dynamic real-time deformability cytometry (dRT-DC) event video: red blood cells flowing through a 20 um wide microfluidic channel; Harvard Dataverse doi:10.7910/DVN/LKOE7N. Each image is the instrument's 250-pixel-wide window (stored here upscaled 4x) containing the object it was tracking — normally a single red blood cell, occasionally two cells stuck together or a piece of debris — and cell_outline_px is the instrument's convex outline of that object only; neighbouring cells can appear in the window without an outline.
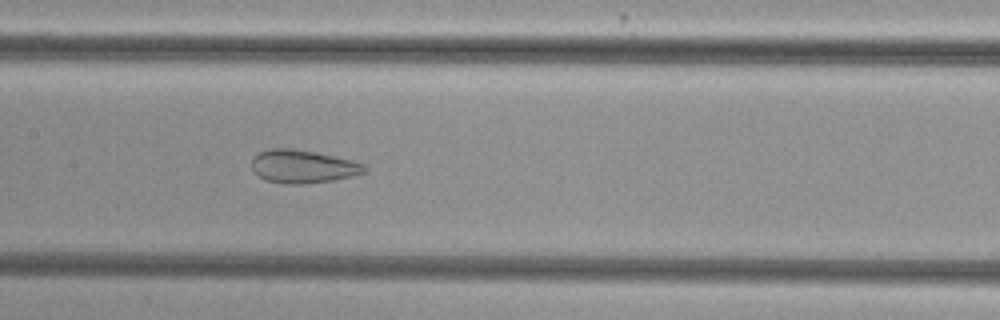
{"species": "common noctule bat (a hibernating species)", "species_latin": "Nyctalus noctula", "temperature_condition": "cold", "stored_images_in_passage": 49, "camera_frame_rate_fps": 3000, "um_per_image_px": 0.085, "animal": {"sex": "female", "body_mass_g": 29.2, "forearm_length_mm": 56.3}, "frame": {"image": 1, "passage_image": 27, "time_ms": 8.667, "image_size_px": [1000, 320], "cell_outline_px": [[368, 172], [352, 176], [332, 180], [300, 184], [284, 184], [264, 180], [252, 168], [252, 160], [260, 152], [268, 148], [292, 148], [316, 152], [352, 160], [364, 164], [368, 168]], "centroid_in_image_um": [25.78, 14.15], "position_along_channel_um": 181.6, "area_um2": 21.79}}
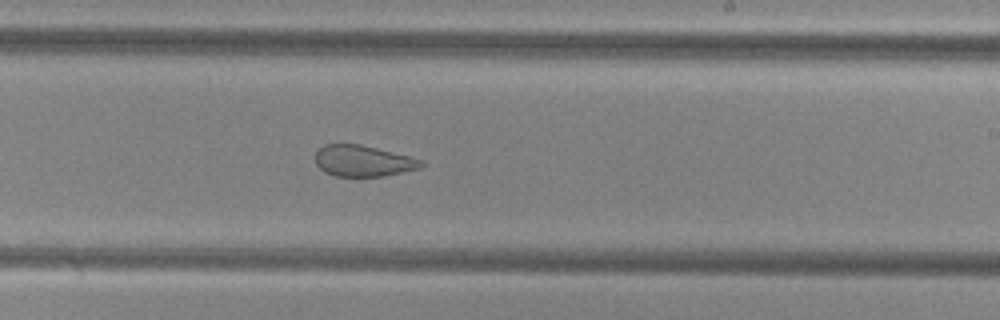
{"frame": {"image": 2, "passage_image": 33, "time_ms": 10.667, "image_size_px": [1000, 320], "cell_outline_px": [[424, 164], [420, 168], [384, 176], [336, 176], [324, 172], [316, 164], [316, 152], [324, 144], [360, 144], [424, 160]], "centroid_in_image_um": [30.86, 13.68], "position_along_channel_um": 258.1, "area_um2": 19.07}}
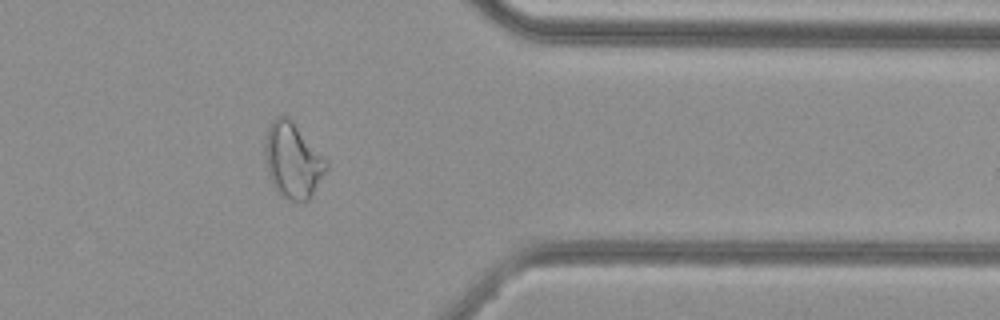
{"frame": {"image": 3, "passage_image": 44, "time_ms": 14.333, "image_size_px": [1000, 320], "cell_outline_px": [[328, 168], [312, 196], [308, 200], [288, 200], [280, 196], [272, 184], [268, 172], [264, 156], [264, 144], [268, 128], [272, 120], [276, 116], [288, 116], [328, 160]], "centroid_in_image_um": [24.89, 13.64], "position_along_channel_um": 386.5, "area_um2": 27.11}, "authors_computed_cell_mechanics": {"area_um2": 28.0908, "velocity_mm_per_s": 3.8411, "shape_relaxation_time_tau1_ms": null, "shape_relaxation_time_tau2_ms": 1.3991, "deformation_change_tau1": null, "deformation_change_tau2": 0.0898}}